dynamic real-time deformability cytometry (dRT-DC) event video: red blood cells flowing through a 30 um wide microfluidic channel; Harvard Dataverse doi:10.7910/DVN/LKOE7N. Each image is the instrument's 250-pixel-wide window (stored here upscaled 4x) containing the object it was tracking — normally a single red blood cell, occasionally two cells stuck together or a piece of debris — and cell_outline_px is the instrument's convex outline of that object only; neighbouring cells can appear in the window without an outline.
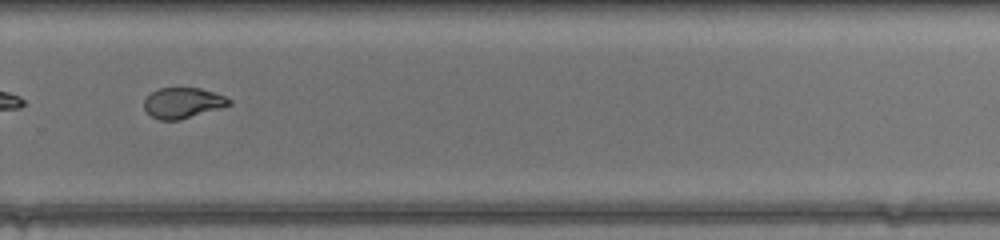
{"species": "common noctule bat (a hibernating species)", "species_latin": "Nyctalus noctula", "temperature_condition": "warm", "stored_images_in_passage": 30, "camera_frame_rate_fps": 3000, "um_per_image_px": 0.085, "animal": {"sex": "female", "body_mass_g": 17.0, "forearm_length_mm": 48.0}, "frame": {"image": 1, "passage_image": 18, "time_ms": 5.667, "image_size_px": [1000, 240], "cell_outline_px": [[232, 104], [220, 108], [180, 120], [160, 120], [152, 116], [144, 108], [144, 100], [152, 92], [160, 88], [200, 88], [224, 96], [232, 100]], "centroid_in_image_um": [15.55, 8.75], "position_along_channel_um": 314.3, "area_um2": 14.97}, "authors_computed_cell_mechanics": {"area_um2": 16.3285, "velocity_mm_per_s": 4.4156, "shape_relaxation_time_tau1_ms": null, "shape_relaxation_time_tau2_ms": 1.1257, "deformation_change_tau1": null, "deformation_change_tau2": 0.074}}